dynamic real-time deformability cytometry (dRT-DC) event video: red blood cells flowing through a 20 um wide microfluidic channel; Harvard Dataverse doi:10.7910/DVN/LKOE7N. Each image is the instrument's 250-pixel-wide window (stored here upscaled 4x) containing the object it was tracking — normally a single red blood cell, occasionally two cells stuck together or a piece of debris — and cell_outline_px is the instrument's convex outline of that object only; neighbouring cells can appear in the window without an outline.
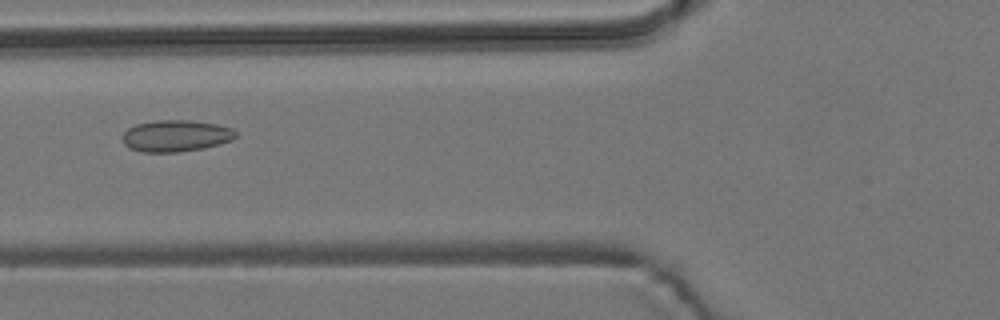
{"species": "common noctule bat (a hibernating species)", "species_latin": "Nyctalus noctula", "temperature_condition": "room temperature", "stored_images_in_passage": 5, "camera_frame_rate_fps": 3000, "um_per_image_px": 0.085, "animal": {"sex": "male", "body_mass_g": 19.2, "forearm_length_mm": 51.8}, "frame": {"image": 1, "passage_image": 2, "time_ms": 0.333, "image_size_px": [1000, 320], "cell_outline_px": [[236, 136], [232, 140], [220, 144], [200, 148], [176, 152], [140, 152], [124, 144], [124, 132], [128, 128], [136, 124], [156, 120], [188, 120], [216, 124], [232, 128], [236, 132]], "centroid_in_image_um": [14.95, 11.54], "position_along_channel_um": 110.8, "area_um2": 20.63}}
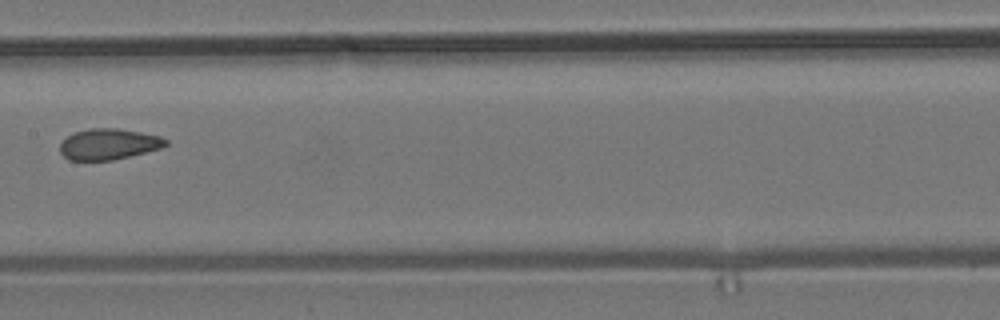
{"frame": {"image": 2, "passage_image": 4, "time_ms": 1.0, "image_size_px": [1000, 320], "cell_outline_px": [[168, 144], [160, 148], [112, 160], [68, 160], [60, 152], [60, 144], [68, 136], [76, 132], [92, 128], [116, 128], [140, 132], [160, 136], [168, 140]], "centroid_in_image_um": [9.23, 12.25], "position_along_channel_um": 198.2, "area_um2": 18.79}}
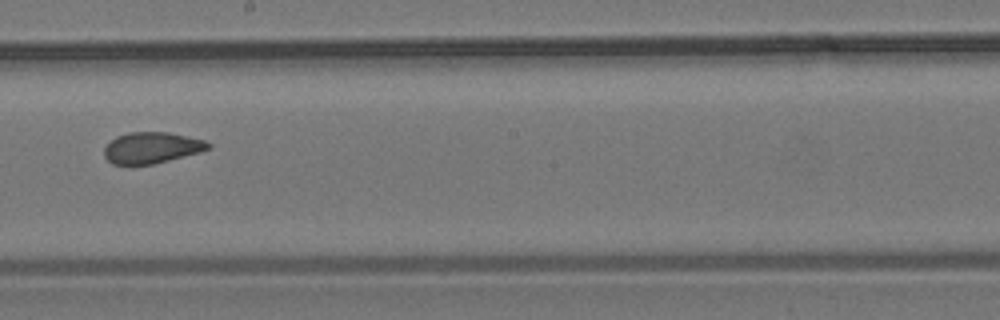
{"frame": {"image": 3, "passage_image": 5, "time_ms": 1.333, "image_size_px": [1000, 320], "cell_outline_px": [[212, 144], [208, 148], [200, 152], [152, 164], [112, 164], [104, 156], [104, 148], [116, 136], [128, 132], [168, 132], [204, 140]], "centroid_in_image_um": [12.88, 12.55], "position_along_channel_um": 235.3, "area_um2": 18.67}}